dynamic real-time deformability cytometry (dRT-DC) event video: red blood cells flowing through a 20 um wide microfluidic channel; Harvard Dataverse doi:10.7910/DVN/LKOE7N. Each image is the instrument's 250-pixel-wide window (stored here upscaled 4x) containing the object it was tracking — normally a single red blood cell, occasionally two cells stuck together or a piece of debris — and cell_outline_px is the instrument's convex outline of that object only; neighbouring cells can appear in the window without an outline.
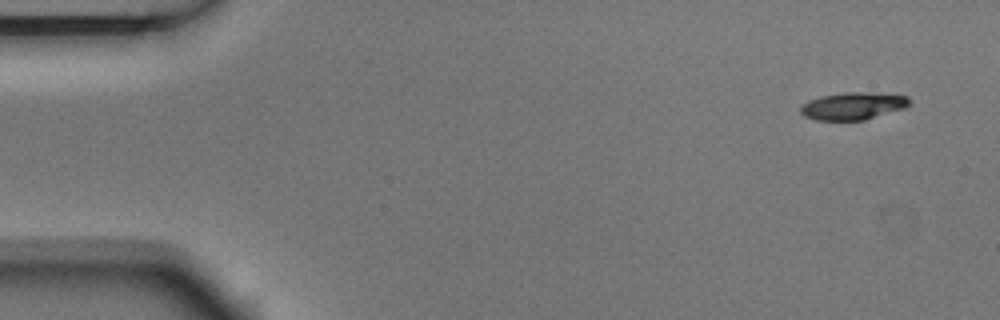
{"species": "Egyptian fruit bat (a non-hibernating species)", "species_latin": "Rousettus aegyptiacus", "temperature_condition": "room temperature", "stored_images_in_passage": 5, "camera_frame_rate_fps": 3000, "um_per_image_px": 0.085, "animal": {"sex": "male"}, "frame": {"image": 1, "passage_image": 1, "time_ms": 0.0, "image_size_px": [1000, 320], "cell_outline_px": [[908, 104], [904, 108], [864, 120], [816, 120], [804, 116], [800, 112], [800, 108], [808, 100], [820, 96], [844, 92], [860, 92], [908, 96]], "centroid_in_image_um": [72.45, 9.01], "position_along_channel_um": 12.6, "area_um2": 17.11}}